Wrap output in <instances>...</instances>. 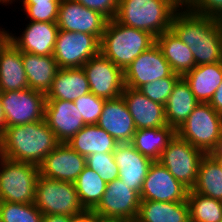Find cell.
<instances>
[{
    "label": "cell",
    "instance_id": "obj_1",
    "mask_svg": "<svg viewBox=\"0 0 222 222\" xmlns=\"http://www.w3.org/2000/svg\"><path fill=\"white\" fill-rule=\"evenodd\" d=\"M170 30L189 47L196 66L222 61V30L218 19L181 6L173 15Z\"/></svg>",
    "mask_w": 222,
    "mask_h": 222
},
{
    "label": "cell",
    "instance_id": "obj_2",
    "mask_svg": "<svg viewBox=\"0 0 222 222\" xmlns=\"http://www.w3.org/2000/svg\"><path fill=\"white\" fill-rule=\"evenodd\" d=\"M59 144V140L44 119L6 127L0 140V156L39 166Z\"/></svg>",
    "mask_w": 222,
    "mask_h": 222
},
{
    "label": "cell",
    "instance_id": "obj_3",
    "mask_svg": "<svg viewBox=\"0 0 222 222\" xmlns=\"http://www.w3.org/2000/svg\"><path fill=\"white\" fill-rule=\"evenodd\" d=\"M180 7L176 0H119L115 20L157 38L170 30L173 15Z\"/></svg>",
    "mask_w": 222,
    "mask_h": 222
},
{
    "label": "cell",
    "instance_id": "obj_4",
    "mask_svg": "<svg viewBox=\"0 0 222 222\" xmlns=\"http://www.w3.org/2000/svg\"><path fill=\"white\" fill-rule=\"evenodd\" d=\"M155 44L149 32L135 29L117 22H107L100 45V52L123 71L142 52Z\"/></svg>",
    "mask_w": 222,
    "mask_h": 222
},
{
    "label": "cell",
    "instance_id": "obj_5",
    "mask_svg": "<svg viewBox=\"0 0 222 222\" xmlns=\"http://www.w3.org/2000/svg\"><path fill=\"white\" fill-rule=\"evenodd\" d=\"M39 166L0 156V201L35 203Z\"/></svg>",
    "mask_w": 222,
    "mask_h": 222
},
{
    "label": "cell",
    "instance_id": "obj_6",
    "mask_svg": "<svg viewBox=\"0 0 222 222\" xmlns=\"http://www.w3.org/2000/svg\"><path fill=\"white\" fill-rule=\"evenodd\" d=\"M34 204L43 215L61 214L79 217L87 212L79 201L74 183L41 175L36 184Z\"/></svg>",
    "mask_w": 222,
    "mask_h": 222
},
{
    "label": "cell",
    "instance_id": "obj_7",
    "mask_svg": "<svg viewBox=\"0 0 222 222\" xmlns=\"http://www.w3.org/2000/svg\"><path fill=\"white\" fill-rule=\"evenodd\" d=\"M176 133L207 154L222 136V115L209 103H199Z\"/></svg>",
    "mask_w": 222,
    "mask_h": 222
},
{
    "label": "cell",
    "instance_id": "obj_8",
    "mask_svg": "<svg viewBox=\"0 0 222 222\" xmlns=\"http://www.w3.org/2000/svg\"><path fill=\"white\" fill-rule=\"evenodd\" d=\"M205 155L201 149L192 146L176 133L158 161L176 180L188 190H192L197 180L200 161Z\"/></svg>",
    "mask_w": 222,
    "mask_h": 222
},
{
    "label": "cell",
    "instance_id": "obj_9",
    "mask_svg": "<svg viewBox=\"0 0 222 222\" xmlns=\"http://www.w3.org/2000/svg\"><path fill=\"white\" fill-rule=\"evenodd\" d=\"M140 195L119 178L107 183L101 201L91 211L102 221H135L140 206Z\"/></svg>",
    "mask_w": 222,
    "mask_h": 222
},
{
    "label": "cell",
    "instance_id": "obj_10",
    "mask_svg": "<svg viewBox=\"0 0 222 222\" xmlns=\"http://www.w3.org/2000/svg\"><path fill=\"white\" fill-rule=\"evenodd\" d=\"M101 41L83 32L58 31L53 57L59 68H81L100 53Z\"/></svg>",
    "mask_w": 222,
    "mask_h": 222
},
{
    "label": "cell",
    "instance_id": "obj_11",
    "mask_svg": "<svg viewBox=\"0 0 222 222\" xmlns=\"http://www.w3.org/2000/svg\"><path fill=\"white\" fill-rule=\"evenodd\" d=\"M5 113L6 127L44 120L46 96L27 88L19 91L0 92Z\"/></svg>",
    "mask_w": 222,
    "mask_h": 222
},
{
    "label": "cell",
    "instance_id": "obj_12",
    "mask_svg": "<svg viewBox=\"0 0 222 222\" xmlns=\"http://www.w3.org/2000/svg\"><path fill=\"white\" fill-rule=\"evenodd\" d=\"M82 68L86 74L90 92L106 100L122 95L125 86L123 70L101 52L90 58Z\"/></svg>",
    "mask_w": 222,
    "mask_h": 222
},
{
    "label": "cell",
    "instance_id": "obj_13",
    "mask_svg": "<svg viewBox=\"0 0 222 222\" xmlns=\"http://www.w3.org/2000/svg\"><path fill=\"white\" fill-rule=\"evenodd\" d=\"M108 21L102 13L76 0H61L56 23L60 30L87 33L101 41Z\"/></svg>",
    "mask_w": 222,
    "mask_h": 222
},
{
    "label": "cell",
    "instance_id": "obj_14",
    "mask_svg": "<svg viewBox=\"0 0 222 222\" xmlns=\"http://www.w3.org/2000/svg\"><path fill=\"white\" fill-rule=\"evenodd\" d=\"M187 194L188 189L164 165L152 162L140 191L141 201L182 202L187 201Z\"/></svg>",
    "mask_w": 222,
    "mask_h": 222
},
{
    "label": "cell",
    "instance_id": "obj_15",
    "mask_svg": "<svg viewBox=\"0 0 222 222\" xmlns=\"http://www.w3.org/2000/svg\"><path fill=\"white\" fill-rule=\"evenodd\" d=\"M123 73L124 85L139 89L146 83L169 77L174 72L155 43L135 58Z\"/></svg>",
    "mask_w": 222,
    "mask_h": 222
},
{
    "label": "cell",
    "instance_id": "obj_16",
    "mask_svg": "<svg viewBox=\"0 0 222 222\" xmlns=\"http://www.w3.org/2000/svg\"><path fill=\"white\" fill-rule=\"evenodd\" d=\"M86 166V157L67 143H60L39 165L43 177L74 183Z\"/></svg>",
    "mask_w": 222,
    "mask_h": 222
},
{
    "label": "cell",
    "instance_id": "obj_17",
    "mask_svg": "<svg viewBox=\"0 0 222 222\" xmlns=\"http://www.w3.org/2000/svg\"><path fill=\"white\" fill-rule=\"evenodd\" d=\"M44 119L60 143H67L84 126L74 101L46 99Z\"/></svg>",
    "mask_w": 222,
    "mask_h": 222
},
{
    "label": "cell",
    "instance_id": "obj_18",
    "mask_svg": "<svg viewBox=\"0 0 222 222\" xmlns=\"http://www.w3.org/2000/svg\"><path fill=\"white\" fill-rule=\"evenodd\" d=\"M26 26L20 37L13 36L12 33L6 31L7 38L21 52L53 56L59 31L57 23L31 21Z\"/></svg>",
    "mask_w": 222,
    "mask_h": 222
},
{
    "label": "cell",
    "instance_id": "obj_19",
    "mask_svg": "<svg viewBox=\"0 0 222 222\" xmlns=\"http://www.w3.org/2000/svg\"><path fill=\"white\" fill-rule=\"evenodd\" d=\"M113 156L119 168L118 178L140 195L143 182L153 161L137 151L131 143H119Z\"/></svg>",
    "mask_w": 222,
    "mask_h": 222
},
{
    "label": "cell",
    "instance_id": "obj_20",
    "mask_svg": "<svg viewBox=\"0 0 222 222\" xmlns=\"http://www.w3.org/2000/svg\"><path fill=\"white\" fill-rule=\"evenodd\" d=\"M121 96L126 102L136 129L162 128L168 125L165 106L152 101L139 89L124 86Z\"/></svg>",
    "mask_w": 222,
    "mask_h": 222
},
{
    "label": "cell",
    "instance_id": "obj_21",
    "mask_svg": "<svg viewBox=\"0 0 222 222\" xmlns=\"http://www.w3.org/2000/svg\"><path fill=\"white\" fill-rule=\"evenodd\" d=\"M96 124L118 143H130L136 132L135 122L122 96L105 101Z\"/></svg>",
    "mask_w": 222,
    "mask_h": 222
},
{
    "label": "cell",
    "instance_id": "obj_22",
    "mask_svg": "<svg viewBox=\"0 0 222 222\" xmlns=\"http://www.w3.org/2000/svg\"><path fill=\"white\" fill-rule=\"evenodd\" d=\"M27 88L22 52L6 36L0 42V92Z\"/></svg>",
    "mask_w": 222,
    "mask_h": 222
},
{
    "label": "cell",
    "instance_id": "obj_23",
    "mask_svg": "<svg viewBox=\"0 0 222 222\" xmlns=\"http://www.w3.org/2000/svg\"><path fill=\"white\" fill-rule=\"evenodd\" d=\"M90 92L83 68H59L52 81L46 99L75 101Z\"/></svg>",
    "mask_w": 222,
    "mask_h": 222
},
{
    "label": "cell",
    "instance_id": "obj_24",
    "mask_svg": "<svg viewBox=\"0 0 222 222\" xmlns=\"http://www.w3.org/2000/svg\"><path fill=\"white\" fill-rule=\"evenodd\" d=\"M183 77L188 82L197 101L209 103L222 83V61L197 65Z\"/></svg>",
    "mask_w": 222,
    "mask_h": 222
},
{
    "label": "cell",
    "instance_id": "obj_25",
    "mask_svg": "<svg viewBox=\"0 0 222 222\" xmlns=\"http://www.w3.org/2000/svg\"><path fill=\"white\" fill-rule=\"evenodd\" d=\"M22 59L29 88L46 95L59 69L56 60L53 56H41L26 52H22Z\"/></svg>",
    "mask_w": 222,
    "mask_h": 222
},
{
    "label": "cell",
    "instance_id": "obj_26",
    "mask_svg": "<svg viewBox=\"0 0 222 222\" xmlns=\"http://www.w3.org/2000/svg\"><path fill=\"white\" fill-rule=\"evenodd\" d=\"M199 104L188 82L180 77L174 84L171 95L165 105V116L169 126L179 129L194 108Z\"/></svg>",
    "mask_w": 222,
    "mask_h": 222
},
{
    "label": "cell",
    "instance_id": "obj_27",
    "mask_svg": "<svg viewBox=\"0 0 222 222\" xmlns=\"http://www.w3.org/2000/svg\"><path fill=\"white\" fill-rule=\"evenodd\" d=\"M67 144L80 155L113 153L119 144L109 133L97 124L85 125Z\"/></svg>",
    "mask_w": 222,
    "mask_h": 222
},
{
    "label": "cell",
    "instance_id": "obj_28",
    "mask_svg": "<svg viewBox=\"0 0 222 222\" xmlns=\"http://www.w3.org/2000/svg\"><path fill=\"white\" fill-rule=\"evenodd\" d=\"M155 43L170 64L173 72L181 77L196 66L193 53L189 47L177 38L171 30L155 38Z\"/></svg>",
    "mask_w": 222,
    "mask_h": 222
},
{
    "label": "cell",
    "instance_id": "obj_29",
    "mask_svg": "<svg viewBox=\"0 0 222 222\" xmlns=\"http://www.w3.org/2000/svg\"><path fill=\"white\" fill-rule=\"evenodd\" d=\"M136 222H190L189 205L182 202L140 201Z\"/></svg>",
    "mask_w": 222,
    "mask_h": 222
},
{
    "label": "cell",
    "instance_id": "obj_30",
    "mask_svg": "<svg viewBox=\"0 0 222 222\" xmlns=\"http://www.w3.org/2000/svg\"><path fill=\"white\" fill-rule=\"evenodd\" d=\"M175 134L176 130L169 125L162 128L136 129L130 143L144 156L158 161Z\"/></svg>",
    "mask_w": 222,
    "mask_h": 222
},
{
    "label": "cell",
    "instance_id": "obj_31",
    "mask_svg": "<svg viewBox=\"0 0 222 222\" xmlns=\"http://www.w3.org/2000/svg\"><path fill=\"white\" fill-rule=\"evenodd\" d=\"M192 191L222 201V168L207 154L200 161Z\"/></svg>",
    "mask_w": 222,
    "mask_h": 222
},
{
    "label": "cell",
    "instance_id": "obj_32",
    "mask_svg": "<svg viewBox=\"0 0 222 222\" xmlns=\"http://www.w3.org/2000/svg\"><path fill=\"white\" fill-rule=\"evenodd\" d=\"M74 186L81 205L87 212H91L101 201L107 183L91 168L85 166L75 180Z\"/></svg>",
    "mask_w": 222,
    "mask_h": 222
},
{
    "label": "cell",
    "instance_id": "obj_33",
    "mask_svg": "<svg viewBox=\"0 0 222 222\" xmlns=\"http://www.w3.org/2000/svg\"><path fill=\"white\" fill-rule=\"evenodd\" d=\"M190 222H220L222 201L188 190Z\"/></svg>",
    "mask_w": 222,
    "mask_h": 222
},
{
    "label": "cell",
    "instance_id": "obj_34",
    "mask_svg": "<svg viewBox=\"0 0 222 222\" xmlns=\"http://www.w3.org/2000/svg\"><path fill=\"white\" fill-rule=\"evenodd\" d=\"M1 222H42L43 214L31 204H18L0 201Z\"/></svg>",
    "mask_w": 222,
    "mask_h": 222
},
{
    "label": "cell",
    "instance_id": "obj_35",
    "mask_svg": "<svg viewBox=\"0 0 222 222\" xmlns=\"http://www.w3.org/2000/svg\"><path fill=\"white\" fill-rule=\"evenodd\" d=\"M30 21L56 23L61 0H22Z\"/></svg>",
    "mask_w": 222,
    "mask_h": 222
},
{
    "label": "cell",
    "instance_id": "obj_36",
    "mask_svg": "<svg viewBox=\"0 0 222 222\" xmlns=\"http://www.w3.org/2000/svg\"><path fill=\"white\" fill-rule=\"evenodd\" d=\"M86 166L96 172L101 179L110 183L118 178L119 168L113 153H93L86 157Z\"/></svg>",
    "mask_w": 222,
    "mask_h": 222
},
{
    "label": "cell",
    "instance_id": "obj_37",
    "mask_svg": "<svg viewBox=\"0 0 222 222\" xmlns=\"http://www.w3.org/2000/svg\"><path fill=\"white\" fill-rule=\"evenodd\" d=\"M180 77V75L173 73L169 77L157 79L151 83H146L141 86L139 90L152 101L165 106L172 93L174 84Z\"/></svg>",
    "mask_w": 222,
    "mask_h": 222
},
{
    "label": "cell",
    "instance_id": "obj_38",
    "mask_svg": "<svg viewBox=\"0 0 222 222\" xmlns=\"http://www.w3.org/2000/svg\"><path fill=\"white\" fill-rule=\"evenodd\" d=\"M105 101V98L98 97L92 92H89L74 101L80 115H82L85 125L97 123L103 111Z\"/></svg>",
    "mask_w": 222,
    "mask_h": 222
},
{
    "label": "cell",
    "instance_id": "obj_39",
    "mask_svg": "<svg viewBox=\"0 0 222 222\" xmlns=\"http://www.w3.org/2000/svg\"><path fill=\"white\" fill-rule=\"evenodd\" d=\"M185 7L206 17L222 18V0H189Z\"/></svg>",
    "mask_w": 222,
    "mask_h": 222
},
{
    "label": "cell",
    "instance_id": "obj_40",
    "mask_svg": "<svg viewBox=\"0 0 222 222\" xmlns=\"http://www.w3.org/2000/svg\"><path fill=\"white\" fill-rule=\"evenodd\" d=\"M84 7L96 10L106 16L109 20L115 19L119 0H76Z\"/></svg>",
    "mask_w": 222,
    "mask_h": 222
},
{
    "label": "cell",
    "instance_id": "obj_41",
    "mask_svg": "<svg viewBox=\"0 0 222 222\" xmlns=\"http://www.w3.org/2000/svg\"><path fill=\"white\" fill-rule=\"evenodd\" d=\"M209 104L212 108L219 114L222 115V83L217 88L215 93L213 94L212 98L209 101Z\"/></svg>",
    "mask_w": 222,
    "mask_h": 222
},
{
    "label": "cell",
    "instance_id": "obj_42",
    "mask_svg": "<svg viewBox=\"0 0 222 222\" xmlns=\"http://www.w3.org/2000/svg\"><path fill=\"white\" fill-rule=\"evenodd\" d=\"M76 217L61 215V214H50L43 215L42 222H72Z\"/></svg>",
    "mask_w": 222,
    "mask_h": 222
},
{
    "label": "cell",
    "instance_id": "obj_43",
    "mask_svg": "<svg viewBox=\"0 0 222 222\" xmlns=\"http://www.w3.org/2000/svg\"><path fill=\"white\" fill-rule=\"evenodd\" d=\"M72 222H103V221L92 212H86L85 214L76 217Z\"/></svg>",
    "mask_w": 222,
    "mask_h": 222
},
{
    "label": "cell",
    "instance_id": "obj_44",
    "mask_svg": "<svg viewBox=\"0 0 222 222\" xmlns=\"http://www.w3.org/2000/svg\"><path fill=\"white\" fill-rule=\"evenodd\" d=\"M209 157H222V136L207 153Z\"/></svg>",
    "mask_w": 222,
    "mask_h": 222
},
{
    "label": "cell",
    "instance_id": "obj_45",
    "mask_svg": "<svg viewBox=\"0 0 222 222\" xmlns=\"http://www.w3.org/2000/svg\"><path fill=\"white\" fill-rule=\"evenodd\" d=\"M5 130H6L5 113H4L2 101L0 98V140L3 137Z\"/></svg>",
    "mask_w": 222,
    "mask_h": 222
},
{
    "label": "cell",
    "instance_id": "obj_46",
    "mask_svg": "<svg viewBox=\"0 0 222 222\" xmlns=\"http://www.w3.org/2000/svg\"><path fill=\"white\" fill-rule=\"evenodd\" d=\"M211 159L215 160L218 165L222 168V157H210Z\"/></svg>",
    "mask_w": 222,
    "mask_h": 222
},
{
    "label": "cell",
    "instance_id": "obj_47",
    "mask_svg": "<svg viewBox=\"0 0 222 222\" xmlns=\"http://www.w3.org/2000/svg\"><path fill=\"white\" fill-rule=\"evenodd\" d=\"M6 37V30H4V28L0 29V42Z\"/></svg>",
    "mask_w": 222,
    "mask_h": 222
},
{
    "label": "cell",
    "instance_id": "obj_48",
    "mask_svg": "<svg viewBox=\"0 0 222 222\" xmlns=\"http://www.w3.org/2000/svg\"><path fill=\"white\" fill-rule=\"evenodd\" d=\"M181 6H185L189 0H176Z\"/></svg>",
    "mask_w": 222,
    "mask_h": 222
},
{
    "label": "cell",
    "instance_id": "obj_49",
    "mask_svg": "<svg viewBox=\"0 0 222 222\" xmlns=\"http://www.w3.org/2000/svg\"><path fill=\"white\" fill-rule=\"evenodd\" d=\"M12 1H15V0H4V3H5V5H6L7 3H8V4H11Z\"/></svg>",
    "mask_w": 222,
    "mask_h": 222
},
{
    "label": "cell",
    "instance_id": "obj_50",
    "mask_svg": "<svg viewBox=\"0 0 222 222\" xmlns=\"http://www.w3.org/2000/svg\"><path fill=\"white\" fill-rule=\"evenodd\" d=\"M219 21V24H220V27H221V30H222V18L218 19Z\"/></svg>",
    "mask_w": 222,
    "mask_h": 222
}]
</instances>
